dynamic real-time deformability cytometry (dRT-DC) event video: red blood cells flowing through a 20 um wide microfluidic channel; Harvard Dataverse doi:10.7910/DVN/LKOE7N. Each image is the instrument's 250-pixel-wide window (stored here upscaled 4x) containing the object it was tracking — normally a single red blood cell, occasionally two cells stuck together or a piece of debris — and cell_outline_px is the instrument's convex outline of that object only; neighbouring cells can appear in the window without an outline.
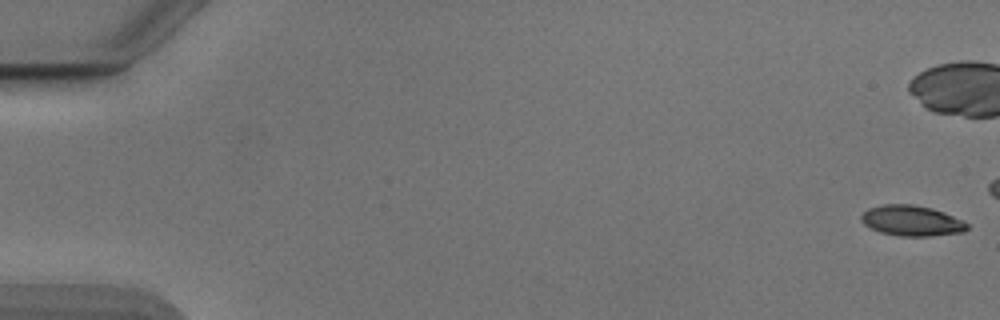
{"species": "Egyptian fruit bat (a non-hibernating species)", "species_latin": "Rousettus aegyptiacus", "temperature_condition": "cold", "stored_images_in_passage": 45, "camera_frame_rate_fps": 3000, "um_per_image_px": 0.085, "animal": {"sex": "male"}, "frame": {"image": 1, "passage_image": 1, "time_ms": 0.0, "image_size_px": [1000, 320], "cell_outline_px": [[968, 228], [964, 232], [932, 236], [900, 236], [880, 232], [864, 224], [860, 220], [860, 216], [868, 208], [884, 204], [912, 204], [932, 208], [944, 212], [964, 220], [968, 224]], "centroid_in_image_um": [77.51, 18.76], "position_along_channel_um": 7.5, "area_um2": 18.96}}